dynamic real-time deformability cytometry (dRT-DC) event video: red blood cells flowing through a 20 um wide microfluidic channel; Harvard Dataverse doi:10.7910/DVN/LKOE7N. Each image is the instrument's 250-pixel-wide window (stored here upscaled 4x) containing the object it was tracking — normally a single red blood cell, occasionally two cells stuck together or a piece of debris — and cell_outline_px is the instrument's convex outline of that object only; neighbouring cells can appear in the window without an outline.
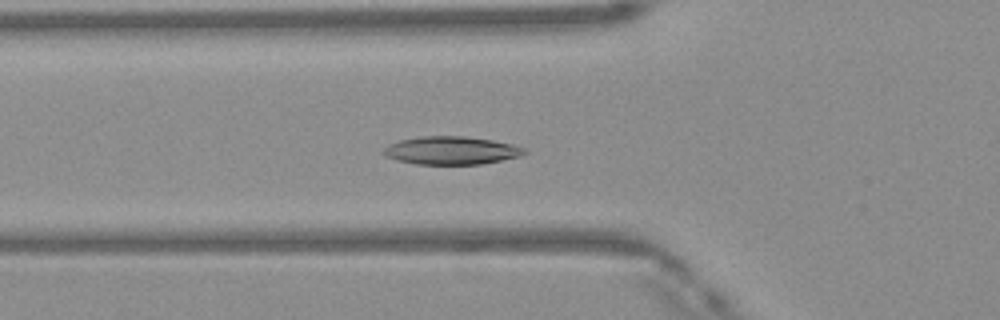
{"species": "Egyptian fruit bat (a non-hibernating species)", "species_latin": "Rousettus aegyptiacus", "temperature_condition": "warm", "stored_images_in_passage": 50, "camera_frame_rate_fps": 3000, "um_per_image_px": 0.085, "frame": {"image": 1, "passage_image": 18, "time_ms": 5.667, "image_size_px": [1000, 320], "cell_outline_px": [[528, 152], [520, 156], [480, 164], [416, 164], [396, 160], [380, 152], [388, 144], [400, 140], [424, 136], [464, 136], [492, 140], [512, 144], [524, 148]], "centroid_in_image_um": [38.34, 12.79], "position_along_channel_um": 87.5, "area_um2": 22.89}}
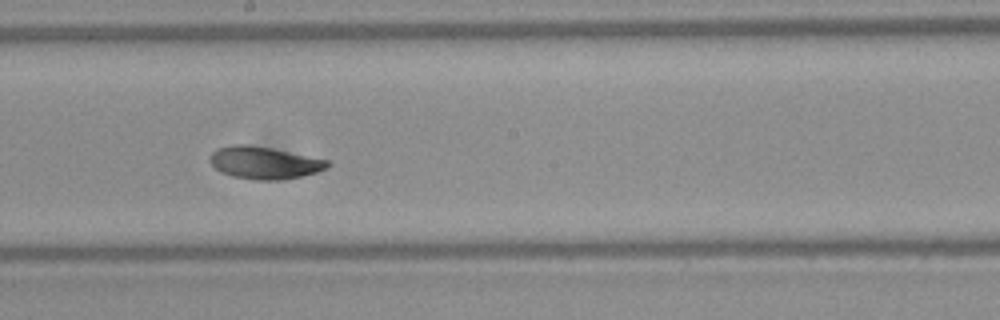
{"frame": {"image": 2, "passage_image": 28, "time_ms": 9.0, "image_size_px": [1000, 320], "cell_outline_px": [[332, 164], [316, 172], [304, 176], [280, 180], [256, 180], [232, 176], [220, 172], [208, 160], [212, 152], [216, 148], [232, 144], [248, 144], [272, 148], [328, 160]], "centroid_in_image_um": [22.43, 13.83], "position_along_channel_um": 225.8, "area_um2": 22.25}}
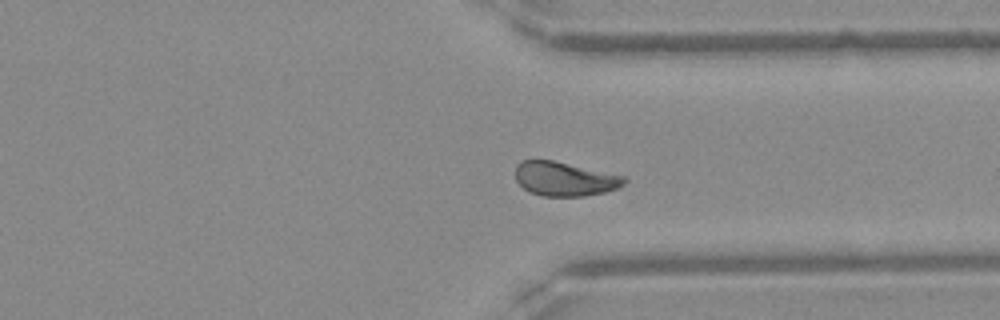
{"frame": {"image": 3, "passage_image": 38, "time_ms": 12.333, "image_size_px": [1000, 320], "cell_outline_px": [[628, 180], [620, 188], [604, 192], [584, 196], [544, 196], [528, 192], [516, 180], [516, 164], [520, 160], [552, 160], [628, 176]], "centroid_in_image_um": [48.04, 15.2], "position_along_channel_um": 363.4, "area_um2": 21.91}, "authors_computed_cell_mechanics": {"area_um2": 22.0796, "velocity_mm_per_s": 4.1313, "shape_relaxation_time_tau1_ms": 4.5074, "shape_relaxation_time_tau2_ms": 8.2459, "deformation_change_tau1": 0.1404, "deformation_change_tau2": 0.1291}}